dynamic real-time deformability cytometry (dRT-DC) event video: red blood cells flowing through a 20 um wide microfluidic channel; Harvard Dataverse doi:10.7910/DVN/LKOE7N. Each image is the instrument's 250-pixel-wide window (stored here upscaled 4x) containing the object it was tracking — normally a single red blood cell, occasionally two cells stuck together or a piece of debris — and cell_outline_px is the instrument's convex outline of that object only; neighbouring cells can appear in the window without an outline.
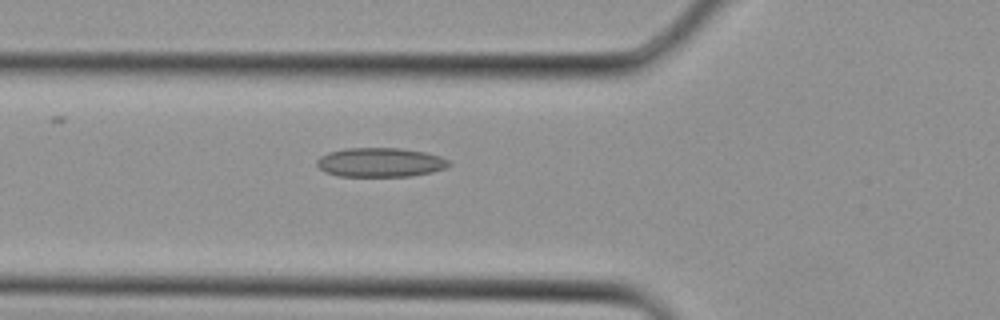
{"species": "Egyptian fruit bat (a non-hibernating species)", "species_latin": "Rousettus aegyptiacus", "temperature_condition": "cold", "stored_images_in_passage": 3, "camera_frame_rate_fps": 3000, "um_per_image_px": 0.085, "animal": {"sex": "female"}, "frame": {"image": 1, "passage_image": 3, "time_ms": 0.667, "image_size_px": [1000, 320], "cell_outline_px": [[452, 164], [444, 168], [432, 172], [412, 176], [340, 176], [324, 172], [316, 164], [316, 160], [320, 156], [328, 152], [344, 148], [400, 148], [424, 152], [440, 156], [448, 160]], "centroid_in_image_um": [32.3, 13.8], "position_along_channel_um": 93.5, "area_um2": 22.54}}